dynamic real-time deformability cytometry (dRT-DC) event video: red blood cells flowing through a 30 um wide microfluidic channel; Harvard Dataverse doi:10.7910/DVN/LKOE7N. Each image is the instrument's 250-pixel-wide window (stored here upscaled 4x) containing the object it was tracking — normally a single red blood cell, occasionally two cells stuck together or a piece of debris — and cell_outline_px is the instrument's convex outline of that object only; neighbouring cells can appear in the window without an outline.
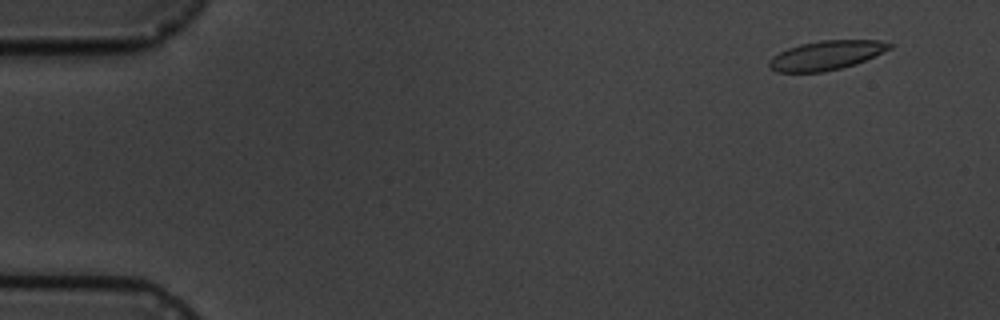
{"species": "common noctule bat (a hibernating species)", "species_latin": "Nyctalus noctula", "temperature_condition": "cold", "stored_images_in_passage": 10, "camera_frame_rate_fps": 3000, "um_per_image_px": 0.085, "animal": {"sex": "male", "body_mass_g": 19.5, "forearm_length_mm": 54.6}, "frame": {"image": 1, "passage_image": 1, "time_ms": 0.0, "image_size_px": [1000, 320], "cell_outline_px": [[892, 48], [856, 64], [824, 72], [776, 72], [768, 68], [768, 60], [772, 56], [788, 48], [800, 44], [820, 40], [880, 40], [892, 44]], "centroid_in_image_um": [70.2, 4.7], "position_along_channel_um": 14.8, "area_um2": 20.58}}
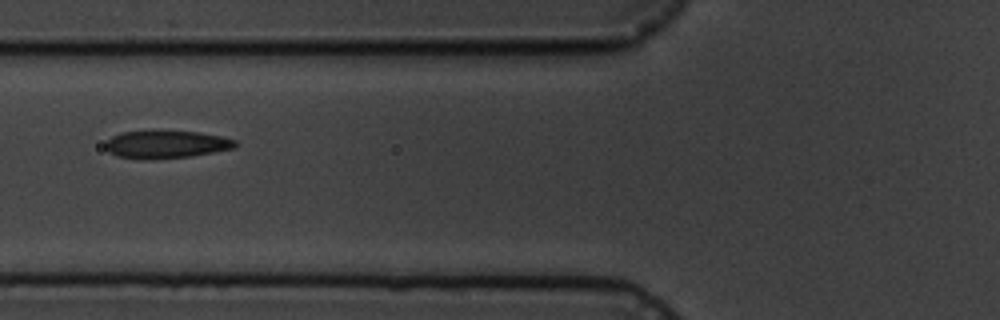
{"frame": {"image": 2, "passage_image": 6, "time_ms": 6.0, "image_size_px": [1000, 320], "cell_outline_px": [[240, 144], [236, 148], [192, 156], [144, 160], [116, 156], [108, 152], [104, 148], [104, 144], [112, 136], [120, 132], [152, 128], [200, 132], [220, 136], [236, 140]], "centroid_in_image_um": [14.09, 12.23], "position_along_channel_um": 111.7, "area_um2": 22.14}}
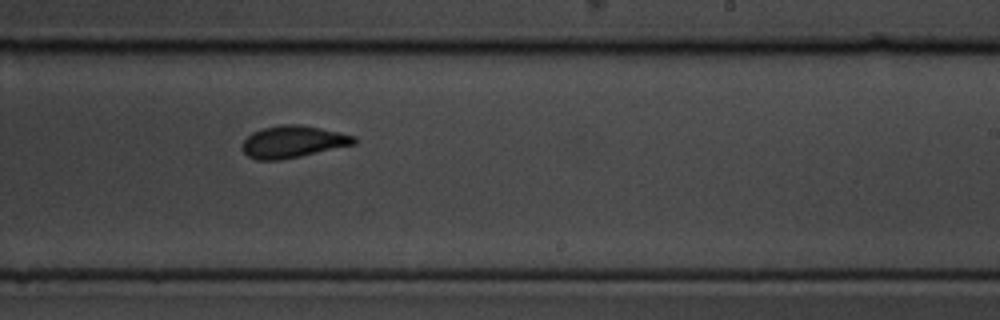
{"frame": {"image": 3, "passage_image": 10, "time_ms": 10.333, "image_size_px": [1000, 320], "cell_outline_px": [[356, 144], [300, 156], [280, 160], [256, 160], [248, 156], [244, 152], [244, 140], [252, 132], [264, 128], [284, 124], [300, 124], [340, 132], [356, 136]], "centroid_in_image_um": [24.93, 12.04], "position_along_channel_um": 264.1, "area_um2": 20.69}}